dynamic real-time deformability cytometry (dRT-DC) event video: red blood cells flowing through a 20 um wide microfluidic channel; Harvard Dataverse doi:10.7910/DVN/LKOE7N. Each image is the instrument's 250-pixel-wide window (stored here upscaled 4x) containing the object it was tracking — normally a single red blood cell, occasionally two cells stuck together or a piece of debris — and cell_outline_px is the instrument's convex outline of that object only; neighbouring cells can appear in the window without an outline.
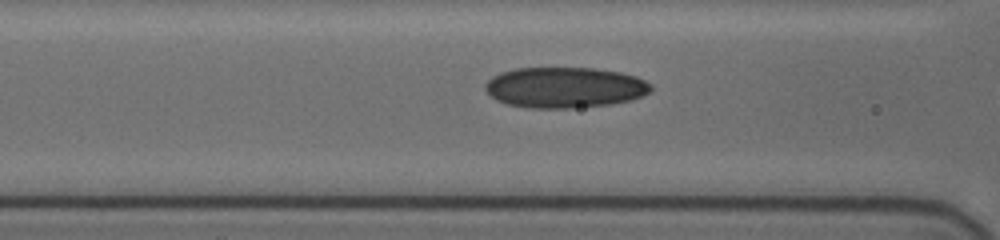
{"species": "human", "species_latin": "Homo sapiens", "temperature_condition": "cold", "stored_images_in_passage": 9, "camera_frame_rate_fps": 3000, "um_per_image_px": 0.085, "donor": {"sex": "female"}, "frame": {"image": 1, "passage_image": 8, "time_ms": 2.333, "image_size_px": [1000, 240], "cell_outline_px": [[652, 88], [648, 92], [640, 96], [628, 100], [612, 104], [572, 108], [528, 108], [508, 104], [496, 100], [484, 88], [484, 84], [492, 76], [500, 72], [516, 68], [596, 68], [620, 72], [636, 76], [652, 84]], "centroid_in_image_um": [47.98, 7.43], "position_along_channel_um": 118.6, "area_um2": 39.36}}